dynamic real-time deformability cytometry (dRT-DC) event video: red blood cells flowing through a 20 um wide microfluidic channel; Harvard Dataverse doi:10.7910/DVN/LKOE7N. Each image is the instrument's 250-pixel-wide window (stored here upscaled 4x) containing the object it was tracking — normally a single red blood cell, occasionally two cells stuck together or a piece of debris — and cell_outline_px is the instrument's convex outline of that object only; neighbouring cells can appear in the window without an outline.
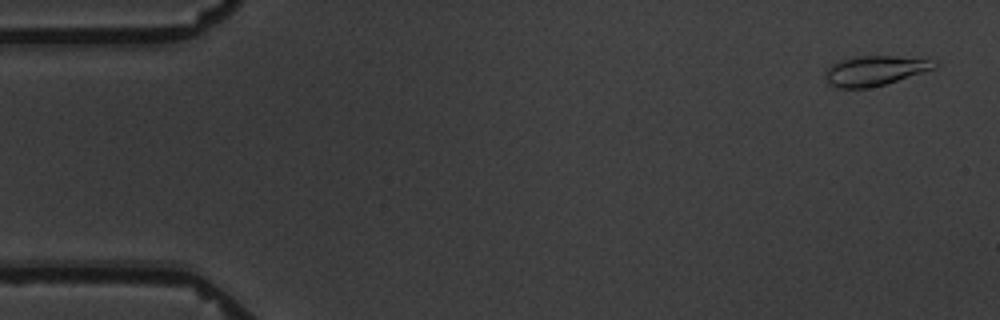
{"species": "common noctule bat (a hibernating species)", "species_latin": "Nyctalus noctula", "temperature_condition": "warm", "stored_images_in_passage": 4, "camera_frame_rate_fps": 3000, "um_per_image_px": 0.085, "animal": {"sex": "male", "body_mass_g": 19.5, "forearm_length_mm": 54.6}, "frame": {"image": 1, "passage_image": 4, "time_ms": 4.667, "image_size_px": [1000, 320], "cell_outline_px": [[940, 64], [932, 68], [884, 84], [864, 88], [840, 88], [828, 84], [824, 80], [824, 76], [828, 68], [832, 64], [840, 60], [856, 56], [896, 56], [936, 60]], "centroid_in_image_um": [74.3, 5.99], "position_along_channel_um": 10.7, "area_um2": 18.67}}